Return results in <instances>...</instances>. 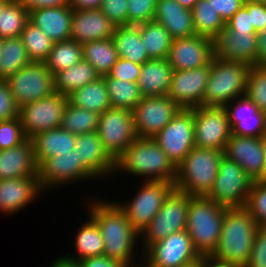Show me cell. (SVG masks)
Returning a JSON list of instances; mask_svg holds the SVG:
<instances>
[{
    "label": "cell",
    "mask_w": 266,
    "mask_h": 267,
    "mask_svg": "<svg viewBox=\"0 0 266 267\" xmlns=\"http://www.w3.org/2000/svg\"><path fill=\"white\" fill-rule=\"evenodd\" d=\"M89 216L100 229L104 240V254L122 265L134 261L135 242L140 239L125 213L113 201L95 200L89 203Z\"/></svg>",
    "instance_id": "obj_1"
},
{
    "label": "cell",
    "mask_w": 266,
    "mask_h": 267,
    "mask_svg": "<svg viewBox=\"0 0 266 267\" xmlns=\"http://www.w3.org/2000/svg\"><path fill=\"white\" fill-rule=\"evenodd\" d=\"M259 226L245 208H227L217 247L209 256L221 263L245 267Z\"/></svg>",
    "instance_id": "obj_2"
},
{
    "label": "cell",
    "mask_w": 266,
    "mask_h": 267,
    "mask_svg": "<svg viewBox=\"0 0 266 267\" xmlns=\"http://www.w3.org/2000/svg\"><path fill=\"white\" fill-rule=\"evenodd\" d=\"M118 171L147 177L145 181H176V167L152 138L137 137L116 160L115 174Z\"/></svg>",
    "instance_id": "obj_3"
},
{
    "label": "cell",
    "mask_w": 266,
    "mask_h": 267,
    "mask_svg": "<svg viewBox=\"0 0 266 267\" xmlns=\"http://www.w3.org/2000/svg\"><path fill=\"white\" fill-rule=\"evenodd\" d=\"M226 210L206 196H189L186 231L202 257H209L217 247Z\"/></svg>",
    "instance_id": "obj_4"
},
{
    "label": "cell",
    "mask_w": 266,
    "mask_h": 267,
    "mask_svg": "<svg viewBox=\"0 0 266 267\" xmlns=\"http://www.w3.org/2000/svg\"><path fill=\"white\" fill-rule=\"evenodd\" d=\"M223 155V151L194 146L176 168L175 189L189 196H207Z\"/></svg>",
    "instance_id": "obj_5"
},
{
    "label": "cell",
    "mask_w": 266,
    "mask_h": 267,
    "mask_svg": "<svg viewBox=\"0 0 266 267\" xmlns=\"http://www.w3.org/2000/svg\"><path fill=\"white\" fill-rule=\"evenodd\" d=\"M250 66L240 61H211V70L203 96V106L224 107L234 99L246 95Z\"/></svg>",
    "instance_id": "obj_6"
},
{
    "label": "cell",
    "mask_w": 266,
    "mask_h": 267,
    "mask_svg": "<svg viewBox=\"0 0 266 267\" xmlns=\"http://www.w3.org/2000/svg\"><path fill=\"white\" fill-rule=\"evenodd\" d=\"M253 182L241 166L223 155L213 187L206 197L226 208H242Z\"/></svg>",
    "instance_id": "obj_7"
},
{
    "label": "cell",
    "mask_w": 266,
    "mask_h": 267,
    "mask_svg": "<svg viewBox=\"0 0 266 267\" xmlns=\"http://www.w3.org/2000/svg\"><path fill=\"white\" fill-rule=\"evenodd\" d=\"M189 195L174 189L165 199L161 209L139 234L145 250L169 235L186 229ZM143 237V238H142Z\"/></svg>",
    "instance_id": "obj_8"
},
{
    "label": "cell",
    "mask_w": 266,
    "mask_h": 267,
    "mask_svg": "<svg viewBox=\"0 0 266 267\" xmlns=\"http://www.w3.org/2000/svg\"><path fill=\"white\" fill-rule=\"evenodd\" d=\"M141 187L129 202L116 201L138 234L151 222L165 199L175 189L174 183L165 181H144Z\"/></svg>",
    "instance_id": "obj_9"
},
{
    "label": "cell",
    "mask_w": 266,
    "mask_h": 267,
    "mask_svg": "<svg viewBox=\"0 0 266 267\" xmlns=\"http://www.w3.org/2000/svg\"><path fill=\"white\" fill-rule=\"evenodd\" d=\"M105 150L116 161L138 137L134 128L133 112L110 107L99 115L96 131Z\"/></svg>",
    "instance_id": "obj_10"
},
{
    "label": "cell",
    "mask_w": 266,
    "mask_h": 267,
    "mask_svg": "<svg viewBox=\"0 0 266 267\" xmlns=\"http://www.w3.org/2000/svg\"><path fill=\"white\" fill-rule=\"evenodd\" d=\"M153 139L177 168L195 146L194 108H181Z\"/></svg>",
    "instance_id": "obj_11"
},
{
    "label": "cell",
    "mask_w": 266,
    "mask_h": 267,
    "mask_svg": "<svg viewBox=\"0 0 266 267\" xmlns=\"http://www.w3.org/2000/svg\"><path fill=\"white\" fill-rule=\"evenodd\" d=\"M6 81L19 108L55 92L54 76L45 63L31 62Z\"/></svg>",
    "instance_id": "obj_12"
},
{
    "label": "cell",
    "mask_w": 266,
    "mask_h": 267,
    "mask_svg": "<svg viewBox=\"0 0 266 267\" xmlns=\"http://www.w3.org/2000/svg\"><path fill=\"white\" fill-rule=\"evenodd\" d=\"M67 104L68 96L55 91L19 108V119L26 138L31 139L40 132L59 128Z\"/></svg>",
    "instance_id": "obj_13"
},
{
    "label": "cell",
    "mask_w": 266,
    "mask_h": 267,
    "mask_svg": "<svg viewBox=\"0 0 266 267\" xmlns=\"http://www.w3.org/2000/svg\"><path fill=\"white\" fill-rule=\"evenodd\" d=\"M144 253L150 267H183L202 257L186 229L152 243Z\"/></svg>",
    "instance_id": "obj_14"
},
{
    "label": "cell",
    "mask_w": 266,
    "mask_h": 267,
    "mask_svg": "<svg viewBox=\"0 0 266 267\" xmlns=\"http://www.w3.org/2000/svg\"><path fill=\"white\" fill-rule=\"evenodd\" d=\"M232 129L224 107H194L195 146L224 151Z\"/></svg>",
    "instance_id": "obj_15"
},
{
    "label": "cell",
    "mask_w": 266,
    "mask_h": 267,
    "mask_svg": "<svg viewBox=\"0 0 266 267\" xmlns=\"http://www.w3.org/2000/svg\"><path fill=\"white\" fill-rule=\"evenodd\" d=\"M180 109L167 95L143 97L132 111L137 136L153 139Z\"/></svg>",
    "instance_id": "obj_16"
},
{
    "label": "cell",
    "mask_w": 266,
    "mask_h": 267,
    "mask_svg": "<svg viewBox=\"0 0 266 267\" xmlns=\"http://www.w3.org/2000/svg\"><path fill=\"white\" fill-rule=\"evenodd\" d=\"M211 62L203 67L189 70H173L167 96L180 108L203 106Z\"/></svg>",
    "instance_id": "obj_17"
},
{
    "label": "cell",
    "mask_w": 266,
    "mask_h": 267,
    "mask_svg": "<svg viewBox=\"0 0 266 267\" xmlns=\"http://www.w3.org/2000/svg\"><path fill=\"white\" fill-rule=\"evenodd\" d=\"M94 177L83 167L76 150L45 159L38 166V181L44 191L60 185Z\"/></svg>",
    "instance_id": "obj_18"
},
{
    "label": "cell",
    "mask_w": 266,
    "mask_h": 267,
    "mask_svg": "<svg viewBox=\"0 0 266 267\" xmlns=\"http://www.w3.org/2000/svg\"><path fill=\"white\" fill-rule=\"evenodd\" d=\"M224 155L236 162L254 180H266V160L261 137H242L232 134Z\"/></svg>",
    "instance_id": "obj_19"
},
{
    "label": "cell",
    "mask_w": 266,
    "mask_h": 267,
    "mask_svg": "<svg viewBox=\"0 0 266 267\" xmlns=\"http://www.w3.org/2000/svg\"><path fill=\"white\" fill-rule=\"evenodd\" d=\"M213 59V40L194 35L172 40L167 61L173 70H189L208 65Z\"/></svg>",
    "instance_id": "obj_20"
},
{
    "label": "cell",
    "mask_w": 266,
    "mask_h": 267,
    "mask_svg": "<svg viewBox=\"0 0 266 267\" xmlns=\"http://www.w3.org/2000/svg\"><path fill=\"white\" fill-rule=\"evenodd\" d=\"M257 33L229 32L223 28L213 39V57L256 65Z\"/></svg>",
    "instance_id": "obj_21"
},
{
    "label": "cell",
    "mask_w": 266,
    "mask_h": 267,
    "mask_svg": "<svg viewBox=\"0 0 266 267\" xmlns=\"http://www.w3.org/2000/svg\"><path fill=\"white\" fill-rule=\"evenodd\" d=\"M224 108L227 111L232 134L242 137H262L266 133L265 112L259 110L246 95L234 99Z\"/></svg>",
    "instance_id": "obj_22"
},
{
    "label": "cell",
    "mask_w": 266,
    "mask_h": 267,
    "mask_svg": "<svg viewBox=\"0 0 266 267\" xmlns=\"http://www.w3.org/2000/svg\"><path fill=\"white\" fill-rule=\"evenodd\" d=\"M75 150L80 163L95 179L114 176L116 161L105 150L97 132L77 135Z\"/></svg>",
    "instance_id": "obj_23"
},
{
    "label": "cell",
    "mask_w": 266,
    "mask_h": 267,
    "mask_svg": "<svg viewBox=\"0 0 266 267\" xmlns=\"http://www.w3.org/2000/svg\"><path fill=\"white\" fill-rule=\"evenodd\" d=\"M42 191L38 176L0 179V212L13 214L20 211Z\"/></svg>",
    "instance_id": "obj_24"
},
{
    "label": "cell",
    "mask_w": 266,
    "mask_h": 267,
    "mask_svg": "<svg viewBox=\"0 0 266 267\" xmlns=\"http://www.w3.org/2000/svg\"><path fill=\"white\" fill-rule=\"evenodd\" d=\"M114 28L101 9L73 11L71 39L80 44L112 38Z\"/></svg>",
    "instance_id": "obj_25"
},
{
    "label": "cell",
    "mask_w": 266,
    "mask_h": 267,
    "mask_svg": "<svg viewBox=\"0 0 266 267\" xmlns=\"http://www.w3.org/2000/svg\"><path fill=\"white\" fill-rule=\"evenodd\" d=\"M73 10L69 5L29 11V21L53 43L71 39Z\"/></svg>",
    "instance_id": "obj_26"
},
{
    "label": "cell",
    "mask_w": 266,
    "mask_h": 267,
    "mask_svg": "<svg viewBox=\"0 0 266 267\" xmlns=\"http://www.w3.org/2000/svg\"><path fill=\"white\" fill-rule=\"evenodd\" d=\"M38 176L32 139L20 145L0 150V179Z\"/></svg>",
    "instance_id": "obj_27"
},
{
    "label": "cell",
    "mask_w": 266,
    "mask_h": 267,
    "mask_svg": "<svg viewBox=\"0 0 266 267\" xmlns=\"http://www.w3.org/2000/svg\"><path fill=\"white\" fill-rule=\"evenodd\" d=\"M153 20L160 23L172 39L196 35L192 10L175 0H157Z\"/></svg>",
    "instance_id": "obj_28"
},
{
    "label": "cell",
    "mask_w": 266,
    "mask_h": 267,
    "mask_svg": "<svg viewBox=\"0 0 266 267\" xmlns=\"http://www.w3.org/2000/svg\"><path fill=\"white\" fill-rule=\"evenodd\" d=\"M173 68L167 58L150 59L142 64L137 81L143 97L167 95Z\"/></svg>",
    "instance_id": "obj_29"
},
{
    "label": "cell",
    "mask_w": 266,
    "mask_h": 267,
    "mask_svg": "<svg viewBox=\"0 0 266 267\" xmlns=\"http://www.w3.org/2000/svg\"><path fill=\"white\" fill-rule=\"evenodd\" d=\"M76 137L61 127L36 134L31 139L37 166L47 158L71 152L75 149Z\"/></svg>",
    "instance_id": "obj_30"
},
{
    "label": "cell",
    "mask_w": 266,
    "mask_h": 267,
    "mask_svg": "<svg viewBox=\"0 0 266 267\" xmlns=\"http://www.w3.org/2000/svg\"><path fill=\"white\" fill-rule=\"evenodd\" d=\"M112 40L119 58H124L140 65L150 60L141 39L140 24L115 27Z\"/></svg>",
    "instance_id": "obj_31"
},
{
    "label": "cell",
    "mask_w": 266,
    "mask_h": 267,
    "mask_svg": "<svg viewBox=\"0 0 266 267\" xmlns=\"http://www.w3.org/2000/svg\"><path fill=\"white\" fill-rule=\"evenodd\" d=\"M68 102L75 107L102 114L111 107L104 77L73 91L68 95Z\"/></svg>",
    "instance_id": "obj_32"
},
{
    "label": "cell",
    "mask_w": 266,
    "mask_h": 267,
    "mask_svg": "<svg viewBox=\"0 0 266 267\" xmlns=\"http://www.w3.org/2000/svg\"><path fill=\"white\" fill-rule=\"evenodd\" d=\"M100 78L93 65L82 59L54 76V90L68 96L73 91Z\"/></svg>",
    "instance_id": "obj_33"
},
{
    "label": "cell",
    "mask_w": 266,
    "mask_h": 267,
    "mask_svg": "<svg viewBox=\"0 0 266 267\" xmlns=\"http://www.w3.org/2000/svg\"><path fill=\"white\" fill-rule=\"evenodd\" d=\"M77 231L75 239L76 256H61L68 262L75 263L79 260L101 256L104 254V240L96 222L90 217L89 221L82 224ZM78 255V256H77Z\"/></svg>",
    "instance_id": "obj_34"
},
{
    "label": "cell",
    "mask_w": 266,
    "mask_h": 267,
    "mask_svg": "<svg viewBox=\"0 0 266 267\" xmlns=\"http://www.w3.org/2000/svg\"><path fill=\"white\" fill-rule=\"evenodd\" d=\"M83 59L90 62L100 77L106 76L119 56L112 38L82 44Z\"/></svg>",
    "instance_id": "obj_35"
},
{
    "label": "cell",
    "mask_w": 266,
    "mask_h": 267,
    "mask_svg": "<svg viewBox=\"0 0 266 267\" xmlns=\"http://www.w3.org/2000/svg\"><path fill=\"white\" fill-rule=\"evenodd\" d=\"M31 63L21 37L5 38L0 47V79L6 80Z\"/></svg>",
    "instance_id": "obj_36"
},
{
    "label": "cell",
    "mask_w": 266,
    "mask_h": 267,
    "mask_svg": "<svg viewBox=\"0 0 266 267\" xmlns=\"http://www.w3.org/2000/svg\"><path fill=\"white\" fill-rule=\"evenodd\" d=\"M140 34L150 59L167 58L173 39L160 23L152 20L140 24Z\"/></svg>",
    "instance_id": "obj_37"
},
{
    "label": "cell",
    "mask_w": 266,
    "mask_h": 267,
    "mask_svg": "<svg viewBox=\"0 0 266 267\" xmlns=\"http://www.w3.org/2000/svg\"><path fill=\"white\" fill-rule=\"evenodd\" d=\"M83 59L82 44L76 40L53 43L49 57L45 62L47 69L55 76Z\"/></svg>",
    "instance_id": "obj_38"
},
{
    "label": "cell",
    "mask_w": 266,
    "mask_h": 267,
    "mask_svg": "<svg viewBox=\"0 0 266 267\" xmlns=\"http://www.w3.org/2000/svg\"><path fill=\"white\" fill-rule=\"evenodd\" d=\"M192 10L196 35L214 39L225 23L207 0H198Z\"/></svg>",
    "instance_id": "obj_39"
},
{
    "label": "cell",
    "mask_w": 266,
    "mask_h": 267,
    "mask_svg": "<svg viewBox=\"0 0 266 267\" xmlns=\"http://www.w3.org/2000/svg\"><path fill=\"white\" fill-rule=\"evenodd\" d=\"M104 79L111 107L133 111L143 98L140 88L135 82L123 81L115 78Z\"/></svg>",
    "instance_id": "obj_40"
},
{
    "label": "cell",
    "mask_w": 266,
    "mask_h": 267,
    "mask_svg": "<svg viewBox=\"0 0 266 267\" xmlns=\"http://www.w3.org/2000/svg\"><path fill=\"white\" fill-rule=\"evenodd\" d=\"M29 21V11L18 1H8L0 13V37L14 38L21 36Z\"/></svg>",
    "instance_id": "obj_41"
},
{
    "label": "cell",
    "mask_w": 266,
    "mask_h": 267,
    "mask_svg": "<svg viewBox=\"0 0 266 267\" xmlns=\"http://www.w3.org/2000/svg\"><path fill=\"white\" fill-rule=\"evenodd\" d=\"M98 121V113L75 107L68 102L60 127L75 135L88 134L97 131Z\"/></svg>",
    "instance_id": "obj_42"
},
{
    "label": "cell",
    "mask_w": 266,
    "mask_h": 267,
    "mask_svg": "<svg viewBox=\"0 0 266 267\" xmlns=\"http://www.w3.org/2000/svg\"><path fill=\"white\" fill-rule=\"evenodd\" d=\"M20 37L31 62L45 63L47 61L53 42L46 34L28 21Z\"/></svg>",
    "instance_id": "obj_43"
},
{
    "label": "cell",
    "mask_w": 266,
    "mask_h": 267,
    "mask_svg": "<svg viewBox=\"0 0 266 267\" xmlns=\"http://www.w3.org/2000/svg\"><path fill=\"white\" fill-rule=\"evenodd\" d=\"M246 96L261 111H266V65L250 66L247 76Z\"/></svg>",
    "instance_id": "obj_44"
},
{
    "label": "cell",
    "mask_w": 266,
    "mask_h": 267,
    "mask_svg": "<svg viewBox=\"0 0 266 267\" xmlns=\"http://www.w3.org/2000/svg\"><path fill=\"white\" fill-rule=\"evenodd\" d=\"M245 208L260 228L266 229V180L254 181Z\"/></svg>",
    "instance_id": "obj_45"
},
{
    "label": "cell",
    "mask_w": 266,
    "mask_h": 267,
    "mask_svg": "<svg viewBox=\"0 0 266 267\" xmlns=\"http://www.w3.org/2000/svg\"><path fill=\"white\" fill-rule=\"evenodd\" d=\"M26 139L19 117L0 122V150L18 146Z\"/></svg>",
    "instance_id": "obj_46"
},
{
    "label": "cell",
    "mask_w": 266,
    "mask_h": 267,
    "mask_svg": "<svg viewBox=\"0 0 266 267\" xmlns=\"http://www.w3.org/2000/svg\"><path fill=\"white\" fill-rule=\"evenodd\" d=\"M128 25H139L152 21L157 0H127Z\"/></svg>",
    "instance_id": "obj_47"
},
{
    "label": "cell",
    "mask_w": 266,
    "mask_h": 267,
    "mask_svg": "<svg viewBox=\"0 0 266 267\" xmlns=\"http://www.w3.org/2000/svg\"><path fill=\"white\" fill-rule=\"evenodd\" d=\"M127 7V0H103L100 9L115 27H122L129 26Z\"/></svg>",
    "instance_id": "obj_48"
},
{
    "label": "cell",
    "mask_w": 266,
    "mask_h": 267,
    "mask_svg": "<svg viewBox=\"0 0 266 267\" xmlns=\"http://www.w3.org/2000/svg\"><path fill=\"white\" fill-rule=\"evenodd\" d=\"M142 65L124 58H118L111 67L110 72L104 78H115L118 80L137 83Z\"/></svg>",
    "instance_id": "obj_49"
},
{
    "label": "cell",
    "mask_w": 266,
    "mask_h": 267,
    "mask_svg": "<svg viewBox=\"0 0 266 267\" xmlns=\"http://www.w3.org/2000/svg\"><path fill=\"white\" fill-rule=\"evenodd\" d=\"M19 117V107L6 80L0 79V122Z\"/></svg>",
    "instance_id": "obj_50"
},
{
    "label": "cell",
    "mask_w": 266,
    "mask_h": 267,
    "mask_svg": "<svg viewBox=\"0 0 266 267\" xmlns=\"http://www.w3.org/2000/svg\"><path fill=\"white\" fill-rule=\"evenodd\" d=\"M245 267H266V229L258 228L249 262Z\"/></svg>",
    "instance_id": "obj_51"
},
{
    "label": "cell",
    "mask_w": 266,
    "mask_h": 267,
    "mask_svg": "<svg viewBox=\"0 0 266 267\" xmlns=\"http://www.w3.org/2000/svg\"><path fill=\"white\" fill-rule=\"evenodd\" d=\"M225 28L229 32H255L253 25H251L250 15L244 6L225 23Z\"/></svg>",
    "instance_id": "obj_52"
},
{
    "label": "cell",
    "mask_w": 266,
    "mask_h": 267,
    "mask_svg": "<svg viewBox=\"0 0 266 267\" xmlns=\"http://www.w3.org/2000/svg\"><path fill=\"white\" fill-rule=\"evenodd\" d=\"M243 6L250 15L255 32H260L266 26V3L244 1Z\"/></svg>",
    "instance_id": "obj_53"
},
{
    "label": "cell",
    "mask_w": 266,
    "mask_h": 267,
    "mask_svg": "<svg viewBox=\"0 0 266 267\" xmlns=\"http://www.w3.org/2000/svg\"><path fill=\"white\" fill-rule=\"evenodd\" d=\"M224 23L243 6L244 0H207Z\"/></svg>",
    "instance_id": "obj_54"
},
{
    "label": "cell",
    "mask_w": 266,
    "mask_h": 267,
    "mask_svg": "<svg viewBox=\"0 0 266 267\" xmlns=\"http://www.w3.org/2000/svg\"><path fill=\"white\" fill-rule=\"evenodd\" d=\"M78 267H122L120 262H117L105 255L89 257L75 262Z\"/></svg>",
    "instance_id": "obj_55"
},
{
    "label": "cell",
    "mask_w": 266,
    "mask_h": 267,
    "mask_svg": "<svg viewBox=\"0 0 266 267\" xmlns=\"http://www.w3.org/2000/svg\"><path fill=\"white\" fill-rule=\"evenodd\" d=\"M28 11L69 5L70 0H18Z\"/></svg>",
    "instance_id": "obj_56"
},
{
    "label": "cell",
    "mask_w": 266,
    "mask_h": 267,
    "mask_svg": "<svg viewBox=\"0 0 266 267\" xmlns=\"http://www.w3.org/2000/svg\"><path fill=\"white\" fill-rule=\"evenodd\" d=\"M256 65H266V26L257 33Z\"/></svg>",
    "instance_id": "obj_57"
},
{
    "label": "cell",
    "mask_w": 266,
    "mask_h": 267,
    "mask_svg": "<svg viewBox=\"0 0 266 267\" xmlns=\"http://www.w3.org/2000/svg\"><path fill=\"white\" fill-rule=\"evenodd\" d=\"M103 0H70L69 6L74 10L100 9Z\"/></svg>",
    "instance_id": "obj_58"
},
{
    "label": "cell",
    "mask_w": 266,
    "mask_h": 267,
    "mask_svg": "<svg viewBox=\"0 0 266 267\" xmlns=\"http://www.w3.org/2000/svg\"><path fill=\"white\" fill-rule=\"evenodd\" d=\"M201 267H239L221 263L210 257H201Z\"/></svg>",
    "instance_id": "obj_59"
},
{
    "label": "cell",
    "mask_w": 266,
    "mask_h": 267,
    "mask_svg": "<svg viewBox=\"0 0 266 267\" xmlns=\"http://www.w3.org/2000/svg\"><path fill=\"white\" fill-rule=\"evenodd\" d=\"M50 267H78L76 263L68 262L62 257L57 258Z\"/></svg>",
    "instance_id": "obj_60"
},
{
    "label": "cell",
    "mask_w": 266,
    "mask_h": 267,
    "mask_svg": "<svg viewBox=\"0 0 266 267\" xmlns=\"http://www.w3.org/2000/svg\"><path fill=\"white\" fill-rule=\"evenodd\" d=\"M177 1L181 6L186 7L188 9H192L194 4L198 1V0H175Z\"/></svg>",
    "instance_id": "obj_61"
},
{
    "label": "cell",
    "mask_w": 266,
    "mask_h": 267,
    "mask_svg": "<svg viewBox=\"0 0 266 267\" xmlns=\"http://www.w3.org/2000/svg\"><path fill=\"white\" fill-rule=\"evenodd\" d=\"M183 267H201V258H199L197 261L190 263L188 265H185Z\"/></svg>",
    "instance_id": "obj_62"
},
{
    "label": "cell",
    "mask_w": 266,
    "mask_h": 267,
    "mask_svg": "<svg viewBox=\"0 0 266 267\" xmlns=\"http://www.w3.org/2000/svg\"><path fill=\"white\" fill-rule=\"evenodd\" d=\"M145 262V263H144ZM142 264V266L141 265H137V264H135V263H132V264H128V265H123L122 267H148V263L146 262V261H144Z\"/></svg>",
    "instance_id": "obj_63"
},
{
    "label": "cell",
    "mask_w": 266,
    "mask_h": 267,
    "mask_svg": "<svg viewBox=\"0 0 266 267\" xmlns=\"http://www.w3.org/2000/svg\"><path fill=\"white\" fill-rule=\"evenodd\" d=\"M263 141V147L265 152V160H266V133L261 137Z\"/></svg>",
    "instance_id": "obj_64"
},
{
    "label": "cell",
    "mask_w": 266,
    "mask_h": 267,
    "mask_svg": "<svg viewBox=\"0 0 266 267\" xmlns=\"http://www.w3.org/2000/svg\"><path fill=\"white\" fill-rule=\"evenodd\" d=\"M10 0H0V13H1V10L2 8L4 7V5Z\"/></svg>",
    "instance_id": "obj_65"
},
{
    "label": "cell",
    "mask_w": 266,
    "mask_h": 267,
    "mask_svg": "<svg viewBox=\"0 0 266 267\" xmlns=\"http://www.w3.org/2000/svg\"><path fill=\"white\" fill-rule=\"evenodd\" d=\"M246 2H260V3H266V0H244Z\"/></svg>",
    "instance_id": "obj_66"
},
{
    "label": "cell",
    "mask_w": 266,
    "mask_h": 267,
    "mask_svg": "<svg viewBox=\"0 0 266 267\" xmlns=\"http://www.w3.org/2000/svg\"><path fill=\"white\" fill-rule=\"evenodd\" d=\"M2 40H3V39L0 37V47H1V44H2Z\"/></svg>",
    "instance_id": "obj_67"
}]
</instances>
